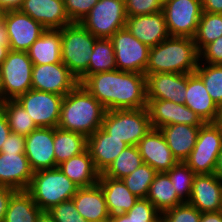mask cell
Masks as SVG:
<instances>
[{"label":"cell","mask_w":222,"mask_h":222,"mask_svg":"<svg viewBox=\"0 0 222 222\" xmlns=\"http://www.w3.org/2000/svg\"><path fill=\"white\" fill-rule=\"evenodd\" d=\"M79 84L63 63L33 65L32 89L65 96Z\"/></svg>","instance_id":"obj_13"},{"label":"cell","mask_w":222,"mask_h":222,"mask_svg":"<svg viewBox=\"0 0 222 222\" xmlns=\"http://www.w3.org/2000/svg\"><path fill=\"white\" fill-rule=\"evenodd\" d=\"M5 11L3 9H0V23L3 21Z\"/></svg>","instance_id":"obj_57"},{"label":"cell","mask_w":222,"mask_h":222,"mask_svg":"<svg viewBox=\"0 0 222 222\" xmlns=\"http://www.w3.org/2000/svg\"><path fill=\"white\" fill-rule=\"evenodd\" d=\"M127 17L162 11L163 0H125Z\"/></svg>","instance_id":"obj_43"},{"label":"cell","mask_w":222,"mask_h":222,"mask_svg":"<svg viewBox=\"0 0 222 222\" xmlns=\"http://www.w3.org/2000/svg\"><path fill=\"white\" fill-rule=\"evenodd\" d=\"M137 146H127L102 173L114 179H123L143 164Z\"/></svg>","instance_id":"obj_35"},{"label":"cell","mask_w":222,"mask_h":222,"mask_svg":"<svg viewBox=\"0 0 222 222\" xmlns=\"http://www.w3.org/2000/svg\"><path fill=\"white\" fill-rule=\"evenodd\" d=\"M0 102H3V84H2L1 70H0Z\"/></svg>","instance_id":"obj_55"},{"label":"cell","mask_w":222,"mask_h":222,"mask_svg":"<svg viewBox=\"0 0 222 222\" xmlns=\"http://www.w3.org/2000/svg\"><path fill=\"white\" fill-rule=\"evenodd\" d=\"M87 149V137L78 132L54 128V153L56 167Z\"/></svg>","instance_id":"obj_31"},{"label":"cell","mask_w":222,"mask_h":222,"mask_svg":"<svg viewBox=\"0 0 222 222\" xmlns=\"http://www.w3.org/2000/svg\"><path fill=\"white\" fill-rule=\"evenodd\" d=\"M72 200L78 213L88 222H108L110 219L104 193L97 183L78 188Z\"/></svg>","instance_id":"obj_25"},{"label":"cell","mask_w":222,"mask_h":222,"mask_svg":"<svg viewBox=\"0 0 222 222\" xmlns=\"http://www.w3.org/2000/svg\"><path fill=\"white\" fill-rule=\"evenodd\" d=\"M81 84L106 111L147 107L145 74L116 69L91 74Z\"/></svg>","instance_id":"obj_1"},{"label":"cell","mask_w":222,"mask_h":222,"mask_svg":"<svg viewBox=\"0 0 222 222\" xmlns=\"http://www.w3.org/2000/svg\"><path fill=\"white\" fill-rule=\"evenodd\" d=\"M147 110L151 126L155 129L174 124L202 126L205 123L185 104L169 100H147Z\"/></svg>","instance_id":"obj_15"},{"label":"cell","mask_w":222,"mask_h":222,"mask_svg":"<svg viewBox=\"0 0 222 222\" xmlns=\"http://www.w3.org/2000/svg\"><path fill=\"white\" fill-rule=\"evenodd\" d=\"M102 128L112 137L121 139L130 146H137L152 126L147 107H145L106 111Z\"/></svg>","instance_id":"obj_6"},{"label":"cell","mask_w":222,"mask_h":222,"mask_svg":"<svg viewBox=\"0 0 222 222\" xmlns=\"http://www.w3.org/2000/svg\"><path fill=\"white\" fill-rule=\"evenodd\" d=\"M42 210L26 191H16L10 198L3 222H37Z\"/></svg>","instance_id":"obj_32"},{"label":"cell","mask_w":222,"mask_h":222,"mask_svg":"<svg viewBox=\"0 0 222 222\" xmlns=\"http://www.w3.org/2000/svg\"><path fill=\"white\" fill-rule=\"evenodd\" d=\"M158 172L143 163L134 172L124 177L122 181L126 187L138 198H147L150 185Z\"/></svg>","instance_id":"obj_39"},{"label":"cell","mask_w":222,"mask_h":222,"mask_svg":"<svg viewBox=\"0 0 222 222\" xmlns=\"http://www.w3.org/2000/svg\"><path fill=\"white\" fill-rule=\"evenodd\" d=\"M56 222H88L76 210L74 201L68 200L48 210Z\"/></svg>","instance_id":"obj_42"},{"label":"cell","mask_w":222,"mask_h":222,"mask_svg":"<svg viewBox=\"0 0 222 222\" xmlns=\"http://www.w3.org/2000/svg\"><path fill=\"white\" fill-rule=\"evenodd\" d=\"M98 184L104 193L110 217L128 212L139 199L126 187L122 179H114L101 173Z\"/></svg>","instance_id":"obj_26"},{"label":"cell","mask_w":222,"mask_h":222,"mask_svg":"<svg viewBox=\"0 0 222 222\" xmlns=\"http://www.w3.org/2000/svg\"><path fill=\"white\" fill-rule=\"evenodd\" d=\"M0 153H25V136L11 132L2 144Z\"/></svg>","instance_id":"obj_46"},{"label":"cell","mask_w":222,"mask_h":222,"mask_svg":"<svg viewBox=\"0 0 222 222\" xmlns=\"http://www.w3.org/2000/svg\"><path fill=\"white\" fill-rule=\"evenodd\" d=\"M195 73L202 79L207 92L215 103L222 106V64H206L199 61Z\"/></svg>","instance_id":"obj_37"},{"label":"cell","mask_w":222,"mask_h":222,"mask_svg":"<svg viewBox=\"0 0 222 222\" xmlns=\"http://www.w3.org/2000/svg\"><path fill=\"white\" fill-rule=\"evenodd\" d=\"M217 122L222 126V106L220 107L219 118Z\"/></svg>","instance_id":"obj_56"},{"label":"cell","mask_w":222,"mask_h":222,"mask_svg":"<svg viewBox=\"0 0 222 222\" xmlns=\"http://www.w3.org/2000/svg\"><path fill=\"white\" fill-rule=\"evenodd\" d=\"M116 69L117 66L112 41L109 38H97L92 54L90 55L88 76Z\"/></svg>","instance_id":"obj_34"},{"label":"cell","mask_w":222,"mask_h":222,"mask_svg":"<svg viewBox=\"0 0 222 222\" xmlns=\"http://www.w3.org/2000/svg\"><path fill=\"white\" fill-rule=\"evenodd\" d=\"M145 164L159 172L169 171L178 161L166 143L160 129L151 128L137 144Z\"/></svg>","instance_id":"obj_19"},{"label":"cell","mask_w":222,"mask_h":222,"mask_svg":"<svg viewBox=\"0 0 222 222\" xmlns=\"http://www.w3.org/2000/svg\"><path fill=\"white\" fill-rule=\"evenodd\" d=\"M24 0H0V9L4 11L17 10L21 7Z\"/></svg>","instance_id":"obj_52"},{"label":"cell","mask_w":222,"mask_h":222,"mask_svg":"<svg viewBox=\"0 0 222 222\" xmlns=\"http://www.w3.org/2000/svg\"><path fill=\"white\" fill-rule=\"evenodd\" d=\"M33 174L25 153H0V186L27 190Z\"/></svg>","instance_id":"obj_21"},{"label":"cell","mask_w":222,"mask_h":222,"mask_svg":"<svg viewBox=\"0 0 222 222\" xmlns=\"http://www.w3.org/2000/svg\"><path fill=\"white\" fill-rule=\"evenodd\" d=\"M126 21L125 0H99L79 23L97 38H110Z\"/></svg>","instance_id":"obj_8"},{"label":"cell","mask_w":222,"mask_h":222,"mask_svg":"<svg viewBox=\"0 0 222 222\" xmlns=\"http://www.w3.org/2000/svg\"><path fill=\"white\" fill-rule=\"evenodd\" d=\"M159 129L174 158L178 162H184L196 144L200 126L174 124Z\"/></svg>","instance_id":"obj_27"},{"label":"cell","mask_w":222,"mask_h":222,"mask_svg":"<svg viewBox=\"0 0 222 222\" xmlns=\"http://www.w3.org/2000/svg\"><path fill=\"white\" fill-rule=\"evenodd\" d=\"M3 21L7 26L10 48L27 52L46 28L19 9L5 11Z\"/></svg>","instance_id":"obj_14"},{"label":"cell","mask_w":222,"mask_h":222,"mask_svg":"<svg viewBox=\"0 0 222 222\" xmlns=\"http://www.w3.org/2000/svg\"><path fill=\"white\" fill-rule=\"evenodd\" d=\"M199 212L222 210V179L214 173L195 175L188 202Z\"/></svg>","instance_id":"obj_18"},{"label":"cell","mask_w":222,"mask_h":222,"mask_svg":"<svg viewBox=\"0 0 222 222\" xmlns=\"http://www.w3.org/2000/svg\"><path fill=\"white\" fill-rule=\"evenodd\" d=\"M78 188L56 167L35 171L26 191L42 211H48L61 202L71 200Z\"/></svg>","instance_id":"obj_5"},{"label":"cell","mask_w":222,"mask_h":222,"mask_svg":"<svg viewBox=\"0 0 222 222\" xmlns=\"http://www.w3.org/2000/svg\"><path fill=\"white\" fill-rule=\"evenodd\" d=\"M27 52L33 65L61 63L60 29H46Z\"/></svg>","instance_id":"obj_29"},{"label":"cell","mask_w":222,"mask_h":222,"mask_svg":"<svg viewBox=\"0 0 222 222\" xmlns=\"http://www.w3.org/2000/svg\"><path fill=\"white\" fill-rule=\"evenodd\" d=\"M201 212L187 202L161 214V222H200Z\"/></svg>","instance_id":"obj_41"},{"label":"cell","mask_w":222,"mask_h":222,"mask_svg":"<svg viewBox=\"0 0 222 222\" xmlns=\"http://www.w3.org/2000/svg\"><path fill=\"white\" fill-rule=\"evenodd\" d=\"M37 222H56L48 211H42Z\"/></svg>","instance_id":"obj_54"},{"label":"cell","mask_w":222,"mask_h":222,"mask_svg":"<svg viewBox=\"0 0 222 222\" xmlns=\"http://www.w3.org/2000/svg\"><path fill=\"white\" fill-rule=\"evenodd\" d=\"M99 0H64L65 11L71 22H80Z\"/></svg>","instance_id":"obj_44"},{"label":"cell","mask_w":222,"mask_h":222,"mask_svg":"<svg viewBox=\"0 0 222 222\" xmlns=\"http://www.w3.org/2000/svg\"><path fill=\"white\" fill-rule=\"evenodd\" d=\"M106 109L82 84L64 96L57 128L86 137L102 127Z\"/></svg>","instance_id":"obj_2"},{"label":"cell","mask_w":222,"mask_h":222,"mask_svg":"<svg viewBox=\"0 0 222 222\" xmlns=\"http://www.w3.org/2000/svg\"><path fill=\"white\" fill-rule=\"evenodd\" d=\"M145 75L147 100H169L185 104L187 74L163 72Z\"/></svg>","instance_id":"obj_17"},{"label":"cell","mask_w":222,"mask_h":222,"mask_svg":"<svg viewBox=\"0 0 222 222\" xmlns=\"http://www.w3.org/2000/svg\"><path fill=\"white\" fill-rule=\"evenodd\" d=\"M10 48L9 36L7 33V26L4 21L0 23V66L7 58Z\"/></svg>","instance_id":"obj_47"},{"label":"cell","mask_w":222,"mask_h":222,"mask_svg":"<svg viewBox=\"0 0 222 222\" xmlns=\"http://www.w3.org/2000/svg\"><path fill=\"white\" fill-rule=\"evenodd\" d=\"M214 174L217 175L220 179H222V147H221L220 153L217 157V162H216Z\"/></svg>","instance_id":"obj_53"},{"label":"cell","mask_w":222,"mask_h":222,"mask_svg":"<svg viewBox=\"0 0 222 222\" xmlns=\"http://www.w3.org/2000/svg\"><path fill=\"white\" fill-rule=\"evenodd\" d=\"M200 62L206 64H222V36L207 44L200 51Z\"/></svg>","instance_id":"obj_45"},{"label":"cell","mask_w":222,"mask_h":222,"mask_svg":"<svg viewBox=\"0 0 222 222\" xmlns=\"http://www.w3.org/2000/svg\"><path fill=\"white\" fill-rule=\"evenodd\" d=\"M0 109L7 118L11 132L26 137L38 128L28 112L15 99H7L0 102Z\"/></svg>","instance_id":"obj_33"},{"label":"cell","mask_w":222,"mask_h":222,"mask_svg":"<svg viewBox=\"0 0 222 222\" xmlns=\"http://www.w3.org/2000/svg\"><path fill=\"white\" fill-rule=\"evenodd\" d=\"M203 12L222 14V0H201Z\"/></svg>","instance_id":"obj_49"},{"label":"cell","mask_w":222,"mask_h":222,"mask_svg":"<svg viewBox=\"0 0 222 222\" xmlns=\"http://www.w3.org/2000/svg\"><path fill=\"white\" fill-rule=\"evenodd\" d=\"M127 143L112 137L102 127L87 137V149L95 169L101 174L116 157L127 147Z\"/></svg>","instance_id":"obj_23"},{"label":"cell","mask_w":222,"mask_h":222,"mask_svg":"<svg viewBox=\"0 0 222 222\" xmlns=\"http://www.w3.org/2000/svg\"><path fill=\"white\" fill-rule=\"evenodd\" d=\"M200 222H222V210L218 212H202Z\"/></svg>","instance_id":"obj_51"},{"label":"cell","mask_w":222,"mask_h":222,"mask_svg":"<svg viewBox=\"0 0 222 222\" xmlns=\"http://www.w3.org/2000/svg\"><path fill=\"white\" fill-rule=\"evenodd\" d=\"M118 70L145 74L150 48L135 38L126 28L110 38Z\"/></svg>","instance_id":"obj_12"},{"label":"cell","mask_w":222,"mask_h":222,"mask_svg":"<svg viewBox=\"0 0 222 222\" xmlns=\"http://www.w3.org/2000/svg\"><path fill=\"white\" fill-rule=\"evenodd\" d=\"M16 192V190L0 186V222H3L10 198Z\"/></svg>","instance_id":"obj_48"},{"label":"cell","mask_w":222,"mask_h":222,"mask_svg":"<svg viewBox=\"0 0 222 222\" xmlns=\"http://www.w3.org/2000/svg\"><path fill=\"white\" fill-rule=\"evenodd\" d=\"M10 133H11V129L8 125L7 118L4 112L0 109V152H1L2 144L8 138Z\"/></svg>","instance_id":"obj_50"},{"label":"cell","mask_w":222,"mask_h":222,"mask_svg":"<svg viewBox=\"0 0 222 222\" xmlns=\"http://www.w3.org/2000/svg\"><path fill=\"white\" fill-rule=\"evenodd\" d=\"M222 36V14L202 12L193 40L200 52L207 44Z\"/></svg>","instance_id":"obj_36"},{"label":"cell","mask_w":222,"mask_h":222,"mask_svg":"<svg viewBox=\"0 0 222 222\" xmlns=\"http://www.w3.org/2000/svg\"><path fill=\"white\" fill-rule=\"evenodd\" d=\"M109 222H161V213L147 198H139L128 212L110 217Z\"/></svg>","instance_id":"obj_38"},{"label":"cell","mask_w":222,"mask_h":222,"mask_svg":"<svg viewBox=\"0 0 222 222\" xmlns=\"http://www.w3.org/2000/svg\"><path fill=\"white\" fill-rule=\"evenodd\" d=\"M25 155L34 172L56 168L54 128L38 127L26 136Z\"/></svg>","instance_id":"obj_16"},{"label":"cell","mask_w":222,"mask_h":222,"mask_svg":"<svg viewBox=\"0 0 222 222\" xmlns=\"http://www.w3.org/2000/svg\"><path fill=\"white\" fill-rule=\"evenodd\" d=\"M64 96L30 89L15 100L28 112L37 127L57 128Z\"/></svg>","instance_id":"obj_11"},{"label":"cell","mask_w":222,"mask_h":222,"mask_svg":"<svg viewBox=\"0 0 222 222\" xmlns=\"http://www.w3.org/2000/svg\"><path fill=\"white\" fill-rule=\"evenodd\" d=\"M147 199L162 214L184 202L176 194V190L166 172L156 174L147 195Z\"/></svg>","instance_id":"obj_30"},{"label":"cell","mask_w":222,"mask_h":222,"mask_svg":"<svg viewBox=\"0 0 222 222\" xmlns=\"http://www.w3.org/2000/svg\"><path fill=\"white\" fill-rule=\"evenodd\" d=\"M185 105L206 122H217L220 107L211 98L202 79L196 74H187Z\"/></svg>","instance_id":"obj_24"},{"label":"cell","mask_w":222,"mask_h":222,"mask_svg":"<svg viewBox=\"0 0 222 222\" xmlns=\"http://www.w3.org/2000/svg\"><path fill=\"white\" fill-rule=\"evenodd\" d=\"M166 173L169 175L178 197L183 202H188L192 191L193 180L196 174L185 162H177Z\"/></svg>","instance_id":"obj_40"},{"label":"cell","mask_w":222,"mask_h":222,"mask_svg":"<svg viewBox=\"0 0 222 222\" xmlns=\"http://www.w3.org/2000/svg\"><path fill=\"white\" fill-rule=\"evenodd\" d=\"M164 13L169 36H195L202 15L201 0H164Z\"/></svg>","instance_id":"obj_10"},{"label":"cell","mask_w":222,"mask_h":222,"mask_svg":"<svg viewBox=\"0 0 222 222\" xmlns=\"http://www.w3.org/2000/svg\"><path fill=\"white\" fill-rule=\"evenodd\" d=\"M33 63L28 52L10 50L0 66L3 84V101L16 99L32 89Z\"/></svg>","instance_id":"obj_9"},{"label":"cell","mask_w":222,"mask_h":222,"mask_svg":"<svg viewBox=\"0 0 222 222\" xmlns=\"http://www.w3.org/2000/svg\"><path fill=\"white\" fill-rule=\"evenodd\" d=\"M221 147L222 126L218 122H206L200 126L196 144L184 162L196 175L212 174Z\"/></svg>","instance_id":"obj_7"},{"label":"cell","mask_w":222,"mask_h":222,"mask_svg":"<svg viewBox=\"0 0 222 222\" xmlns=\"http://www.w3.org/2000/svg\"><path fill=\"white\" fill-rule=\"evenodd\" d=\"M57 167L79 188L93 186L98 183L100 173L95 169L88 149Z\"/></svg>","instance_id":"obj_28"},{"label":"cell","mask_w":222,"mask_h":222,"mask_svg":"<svg viewBox=\"0 0 222 222\" xmlns=\"http://www.w3.org/2000/svg\"><path fill=\"white\" fill-rule=\"evenodd\" d=\"M61 31V59L81 84L88 77V65L97 37L79 22H72Z\"/></svg>","instance_id":"obj_4"},{"label":"cell","mask_w":222,"mask_h":222,"mask_svg":"<svg viewBox=\"0 0 222 222\" xmlns=\"http://www.w3.org/2000/svg\"><path fill=\"white\" fill-rule=\"evenodd\" d=\"M19 10L46 29H61L72 23L65 11L64 0H24Z\"/></svg>","instance_id":"obj_22"},{"label":"cell","mask_w":222,"mask_h":222,"mask_svg":"<svg viewBox=\"0 0 222 222\" xmlns=\"http://www.w3.org/2000/svg\"><path fill=\"white\" fill-rule=\"evenodd\" d=\"M200 52L191 37L169 36L150 48L145 74H192L198 67Z\"/></svg>","instance_id":"obj_3"},{"label":"cell","mask_w":222,"mask_h":222,"mask_svg":"<svg viewBox=\"0 0 222 222\" xmlns=\"http://www.w3.org/2000/svg\"><path fill=\"white\" fill-rule=\"evenodd\" d=\"M125 28L149 48L155 47L169 37L162 11L127 17Z\"/></svg>","instance_id":"obj_20"}]
</instances>
